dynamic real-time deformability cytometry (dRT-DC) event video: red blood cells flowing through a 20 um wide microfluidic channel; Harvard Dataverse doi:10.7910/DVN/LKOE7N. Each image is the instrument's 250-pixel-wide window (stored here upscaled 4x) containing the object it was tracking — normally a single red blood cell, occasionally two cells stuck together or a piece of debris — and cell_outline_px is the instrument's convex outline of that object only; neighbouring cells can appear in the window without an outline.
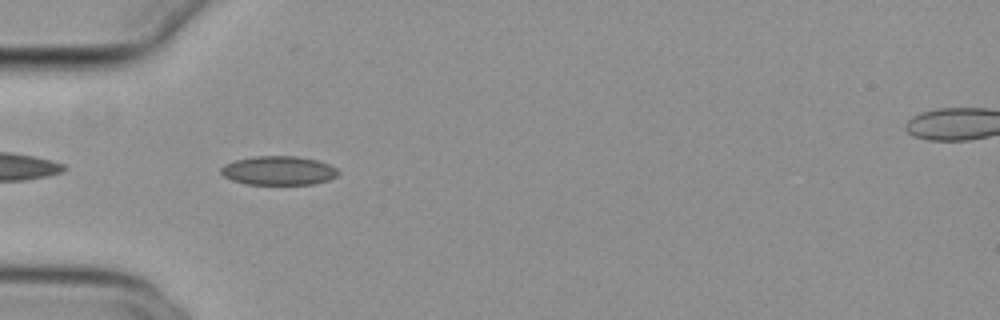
{"species": "common noctule bat (a hibernating species)", "species_latin": "Nyctalus noctula", "temperature_condition": "cold", "stored_images_in_passage": 39, "camera_frame_rate_fps": 3000, "um_per_image_px": 0.085, "animal": {"sex": "female", "body_mass_g": 29.2, "forearm_length_mm": 56.3}, "frame": {"image": 1, "passage_image": 2, "time_ms": 0.333, "image_size_px": [1000, 320], "cell_outline_px": [[340, 172], [336, 176], [328, 180], [312, 184], [244, 184], [232, 180], [224, 176], [220, 172], [220, 168], [224, 164], [236, 160], [256, 156], [296, 156], [316, 160], [328, 164], [336, 168]], "centroid_in_image_um": [23.66, 14.5], "position_along_channel_um": 61.3, "area_um2": 19.71}}
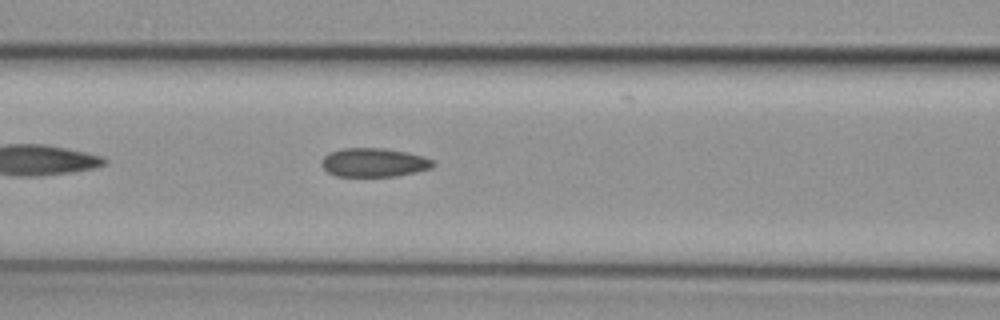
{"frame": {"image": 2, "passage_image": 8, "time_ms": 2.333, "image_size_px": [1000, 320], "cell_outline_px": [[436, 164], [432, 168], [416, 172], [396, 176], [336, 176], [328, 172], [320, 164], [320, 160], [328, 152], [344, 148], [384, 148], [408, 152], [424, 156], [436, 160]], "centroid_in_image_um": [31.81, 13.8], "position_along_channel_um": 134.8, "area_um2": 19.02}}
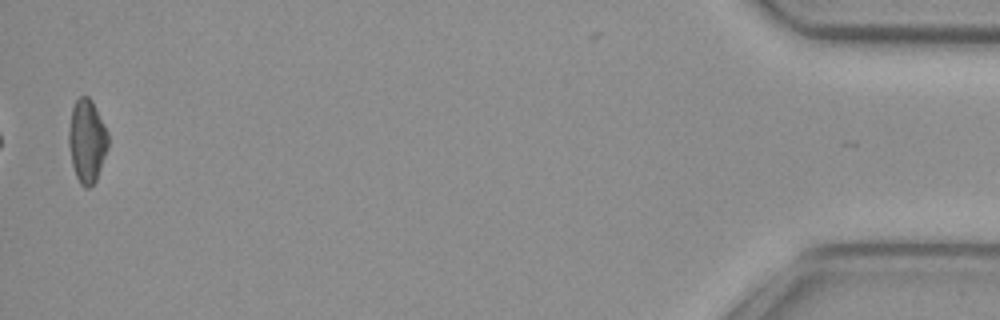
{"frame": {"image": 3, "passage_image": 38, "time_ms": 12.333, "image_size_px": [1000, 320], "cell_outline_px": [[108, 148], [96, 180], [88, 188], [84, 188], [80, 184], [76, 176], [72, 164], [68, 144], [68, 128], [72, 108], [76, 100], [80, 96], [88, 96], [92, 100], [108, 132]], "centroid_in_image_um": [7.38, 11.97], "position_along_channel_um": 427.8, "area_um2": 19.19}, "authors_computed_cell_mechanics": {"area_um2": 18.8428, "velocity_mm_per_s": 3.847, "shape_relaxation_time_tau1_ms": null, "shape_relaxation_time_tau2_ms": 3.643, "deformation_change_tau1": null, "deformation_change_tau2": 0.0878}}